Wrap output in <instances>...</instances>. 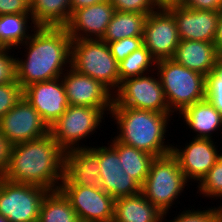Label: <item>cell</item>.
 I'll list each match as a JSON object with an SVG mask.
<instances>
[{"mask_svg":"<svg viewBox=\"0 0 222 222\" xmlns=\"http://www.w3.org/2000/svg\"><path fill=\"white\" fill-rule=\"evenodd\" d=\"M156 74L173 115L180 114L185 108L205 99V76L186 68L172 58L158 60Z\"/></svg>","mask_w":222,"mask_h":222,"instance_id":"277c9868","label":"cell"},{"mask_svg":"<svg viewBox=\"0 0 222 222\" xmlns=\"http://www.w3.org/2000/svg\"><path fill=\"white\" fill-rule=\"evenodd\" d=\"M156 9H169L182 4V0H152Z\"/></svg>","mask_w":222,"mask_h":222,"instance_id":"60d3db41","label":"cell"},{"mask_svg":"<svg viewBox=\"0 0 222 222\" xmlns=\"http://www.w3.org/2000/svg\"><path fill=\"white\" fill-rule=\"evenodd\" d=\"M38 222H80L69 200L60 190L49 191L40 208Z\"/></svg>","mask_w":222,"mask_h":222,"instance_id":"4316f807","label":"cell"},{"mask_svg":"<svg viewBox=\"0 0 222 222\" xmlns=\"http://www.w3.org/2000/svg\"><path fill=\"white\" fill-rule=\"evenodd\" d=\"M30 10L38 27H64L71 16L70 0H30Z\"/></svg>","mask_w":222,"mask_h":222,"instance_id":"cb8c5ba5","label":"cell"},{"mask_svg":"<svg viewBox=\"0 0 222 222\" xmlns=\"http://www.w3.org/2000/svg\"><path fill=\"white\" fill-rule=\"evenodd\" d=\"M115 11L109 0L86 6L74 10L64 28L71 39H102Z\"/></svg>","mask_w":222,"mask_h":222,"instance_id":"e0dca14e","label":"cell"},{"mask_svg":"<svg viewBox=\"0 0 222 222\" xmlns=\"http://www.w3.org/2000/svg\"><path fill=\"white\" fill-rule=\"evenodd\" d=\"M217 210L220 212L221 214V222H222V208H217Z\"/></svg>","mask_w":222,"mask_h":222,"instance_id":"f6af8a7d","label":"cell"},{"mask_svg":"<svg viewBox=\"0 0 222 222\" xmlns=\"http://www.w3.org/2000/svg\"><path fill=\"white\" fill-rule=\"evenodd\" d=\"M111 141L107 144H110L117 151L123 171L142 185L155 157L145 151L125 145L114 137H111Z\"/></svg>","mask_w":222,"mask_h":222,"instance_id":"d4e9b609","label":"cell"},{"mask_svg":"<svg viewBox=\"0 0 222 222\" xmlns=\"http://www.w3.org/2000/svg\"><path fill=\"white\" fill-rule=\"evenodd\" d=\"M162 215L141 192L114 202L113 222H161Z\"/></svg>","mask_w":222,"mask_h":222,"instance_id":"7402d4cb","label":"cell"},{"mask_svg":"<svg viewBox=\"0 0 222 222\" xmlns=\"http://www.w3.org/2000/svg\"><path fill=\"white\" fill-rule=\"evenodd\" d=\"M11 51L16 52L8 48L0 52V84L12 82L16 78L15 54Z\"/></svg>","mask_w":222,"mask_h":222,"instance_id":"836d02e7","label":"cell"},{"mask_svg":"<svg viewBox=\"0 0 222 222\" xmlns=\"http://www.w3.org/2000/svg\"><path fill=\"white\" fill-rule=\"evenodd\" d=\"M222 199V196L220 197V200ZM219 206V207H218ZM217 208H222V203L218 205Z\"/></svg>","mask_w":222,"mask_h":222,"instance_id":"bcb514c9","label":"cell"},{"mask_svg":"<svg viewBox=\"0 0 222 222\" xmlns=\"http://www.w3.org/2000/svg\"><path fill=\"white\" fill-rule=\"evenodd\" d=\"M23 97V88L16 78L9 83L0 84V119Z\"/></svg>","mask_w":222,"mask_h":222,"instance_id":"4dcf8cb0","label":"cell"},{"mask_svg":"<svg viewBox=\"0 0 222 222\" xmlns=\"http://www.w3.org/2000/svg\"><path fill=\"white\" fill-rule=\"evenodd\" d=\"M187 183L177 159L170 153L152 160L147 178L141 185V193L152 205L166 213L177 203L176 200L188 187Z\"/></svg>","mask_w":222,"mask_h":222,"instance_id":"5b68a950","label":"cell"},{"mask_svg":"<svg viewBox=\"0 0 222 222\" xmlns=\"http://www.w3.org/2000/svg\"><path fill=\"white\" fill-rule=\"evenodd\" d=\"M109 115L118 130V135L114 138L121 143L145 151L154 157L171 153L172 144L166 143L165 137L170 120L174 121L172 113L112 106Z\"/></svg>","mask_w":222,"mask_h":222,"instance_id":"3957f363","label":"cell"},{"mask_svg":"<svg viewBox=\"0 0 222 222\" xmlns=\"http://www.w3.org/2000/svg\"><path fill=\"white\" fill-rule=\"evenodd\" d=\"M99 169V153L92 146L67 150L64 156V179L60 185L100 187Z\"/></svg>","mask_w":222,"mask_h":222,"instance_id":"d6986e66","label":"cell"},{"mask_svg":"<svg viewBox=\"0 0 222 222\" xmlns=\"http://www.w3.org/2000/svg\"><path fill=\"white\" fill-rule=\"evenodd\" d=\"M179 42L175 18L167 9H157L147 15L143 45L157 61L172 58Z\"/></svg>","mask_w":222,"mask_h":222,"instance_id":"7c38bea8","label":"cell"},{"mask_svg":"<svg viewBox=\"0 0 222 222\" xmlns=\"http://www.w3.org/2000/svg\"><path fill=\"white\" fill-rule=\"evenodd\" d=\"M105 0H70V9L71 13L74 10L86 7V6H91L97 3H100Z\"/></svg>","mask_w":222,"mask_h":222,"instance_id":"f35d334b","label":"cell"},{"mask_svg":"<svg viewBox=\"0 0 222 222\" xmlns=\"http://www.w3.org/2000/svg\"><path fill=\"white\" fill-rule=\"evenodd\" d=\"M69 105L112 109L113 93L100 81L72 67L61 76Z\"/></svg>","mask_w":222,"mask_h":222,"instance_id":"5bb4252c","label":"cell"},{"mask_svg":"<svg viewBox=\"0 0 222 222\" xmlns=\"http://www.w3.org/2000/svg\"><path fill=\"white\" fill-rule=\"evenodd\" d=\"M0 222H10V221L0 214Z\"/></svg>","mask_w":222,"mask_h":222,"instance_id":"7bdbcfd3","label":"cell"},{"mask_svg":"<svg viewBox=\"0 0 222 222\" xmlns=\"http://www.w3.org/2000/svg\"><path fill=\"white\" fill-rule=\"evenodd\" d=\"M110 111L111 109L69 105L62 116L50 126V133L64 151L89 148L83 143L81 145V140L86 141L89 135L97 132L96 129L101 128L100 124L103 119L105 122Z\"/></svg>","mask_w":222,"mask_h":222,"instance_id":"52a82bcc","label":"cell"},{"mask_svg":"<svg viewBox=\"0 0 222 222\" xmlns=\"http://www.w3.org/2000/svg\"><path fill=\"white\" fill-rule=\"evenodd\" d=\"M220 55L214 42L180 40L172 59L206 76Z\"/></svg>","mask_w":222,"mask_h":222,"instance_id":"ffe728a7","label":"cell"},{"mask_svg":"<svg viewBox=\"0 0 222 222\" xmlns=\"http://www.w3.org/2000/svg\"><path fill=\"white\" fill-rule=\"evenodd\" d=\"M44 187L0 178V214L10 222H38Z\"/></svg>","mask_w":222,"mask_h":222,"instance_id":"ba28073f","label":"cell"},{"mask_svg":"<svg viewBox=\"0 0 222 222\" xmlns=\"http://www.w3.org/2000/svg\"><path fill=\"white\" fill-rule=\"evenodd\" d=\"M4 49H6L3 45H2V43L0 42V52L2 51V50H4Z\"/></svg>","mask_w":222,"mask_h":222,"instance_id":"ee69618b","label":"cell"},{"mask_svg":"<svg viewBox=\"0 0 222 222\" xmlns=\"http://www.w3.org/2000/svg\"><path fill=\"white\" fill-rule=\"evenodd\" d=\"M107 44L115 60L120 63L133 51L143 46V36L122 38Z\"/></svg>","mask_w":222,"mask_h":222,"instance_id":"1f68e13d","label":"cell"},{"mask_svg":"<svg viewBox=\"0 0 222 222\" xmlns=\"http://www.w3.org/2000/svg\"><path fill=\"white\" fill-rule=\"evenodd\" d=\"M153 74L154 71L121 81L118 89L113 93L112 106L171 113L160 79L158 75L155 77Z\"/></svg>","mask_w":222,"mask_h":222,"instance_id":"9c48e42d","label":"cell"},{"mask_svg":"<svg viewBox=\"0 0 222 222\" xmlns=\"http://www.w3.org/2000/svg\"><path fill=\"white\" fill-rule=\"evenodd\" d=\"M167 10L175 18L180 40L214 42L220 11L196 10L182 5Z\"/></svg>","mask_w":222,"mask_h":222,"instance_id":"ac0fdd59","label":"cell"},{"mask_svg":"<svg viewBox=\"0 0 222 222\" xmlns=\"http://www.w3.org/2000/svg\"><path fill=\"white\" fill-rule=\"evenodd\" d=\"M181 5L196 10H222V0H182Z\"/></svg>","mask_w":222,"mask_h":222,"instance_id":"8d00e7d4","label":"cell"},{"mask_svg":"<svg viewBox=\"0 0 222 222\" xmlns=\"http://www.w3.org/2000/svg\"><path fill=\"white\" fill-rule=\"evenodd\" d=\"M197 194L213 200L222 196V155L210 168L208 173L198 182Z\"/></svg>","mask_w":222,"mask_h":222,"instance_id":"f1b7e54d","label":"cell"},{"mask_svg":"<svg viewBox=\"0 0 222 222\" xmlns=\"http://www.w3.org/2000/svg\"><path fill=\"white\" fill-rule=\"evenodd\" d=\"M146 17L147 14L116 10L102 40L108 43L122 38L143 36Z\"/></svg>","mask_w":222,"mask_h":222,"instance_id":"484cf974","label":"cell"},{"mask_svg":"<svg viewBox=\"0 0 222 222\" xmlns=\"http://www.w3.org/2000/svg\"><path fill=\"white\" fill-rule=\"evenodd\" d=\"M0 131L14 145L43 137L50 133V127L23 96L0 119Z\"/></svg>","mask_w":222,"mask_h":222,"instance_id":"8fae6325","label":"cell"},{"mask_svg":"<svg viewBox=\"0 0 222 222\" xmlns=\"http://www.w3.org/2000/svg\"><path fill=\"white\" fill-rule=\"evenodd\" d=\"M205 94H222V55L205 76Z\"/></svg>","mask_w":222,"mask_h":222,"instance_id":"e575fe53","label":"cell"},{"mask_svg":"<svg viewBox=\"0 0 222 222\" xmlns=\"http://www.w3.org/2000/svg\"><path fill=\"white\" fill-rule=\"evenodd\" d=\"M23 96L49 127L69 106L61 77L32 83L23 89Z\"/></svg>","mask_w":222,"mask_h":222,"instance_id":"9a60e30c","label":"cell"},{"mask_svg":"<svg viewBox=\"0 0 222 222\" xmlns=\"http://www.w3.org/2000/svg\"><path fill=\"white\" fill-rule=\"evenodd\" d=\"M179 118L196 134L193 138L214 139L213 133L222 130V115L206 99L185 108Z\"/></svg>","mask_w":222,"mask_h":222,"instance_id":"44dd1931","label":"cell"},{"mask_svg":"<svg viewBox=\"0 0 222 222\" xmlns=\"http://www.w3.org/2000/svg\"><path fill=\"white\" fill-rule=\"evenodd\" d=\"M169 212L163 213L161 222L166 220L167 214ZM174 217V219L169 222H221V214L217 210V206L206 208L205 210L201 209H185L182 212Z\"/></svg>","mask_w":222,"mask_h":222,"instance_id":"f546056e","label":"cell"},{"mask_svg":"<svg viewBox=\"0 0 222 222\" xmlns=\"http://www.w3.org/2000/svg\"><path fill=\"white\" fill-rule=\"evenodd\" d=\"M214 44L218 50V52L222 55V10L220 11L217 32L214 40Z\"/></svg>","mask_w":222,"mask_h":222,"instance_id":"b9f144b4","label":"cell"},{"mask_svg":"<svg viewBox=\"0 0 222 222\" xmlns=\"http://www.w3.org/2000/svg\"><path fill=\"white\" fill-rule=\"evenodd\" d=\"M37 27L31 13L0 15V42L5 48L15 50L30 38Z\"/></svg>","mask_w":222,"mask_h":222,"instance_id":"603a6c76","label":"cell"},{"mask_svg":"<svg viewBox=\"0 0 222 222\" xmlns=\"http://www.w3.org/2000/svg\"><path fill=\"white\" fill-rule=\"evenodd\" d=\"M156 62L157 60L143 45L118 63L120 82L131 77H138L155 71Z\"/></svg>","mask_w":222,"mask_h":222,"instance_id":"83f0119b","label":"cell"},{"mask_svg":"<svg viewBox=\"0 0 222 222\" xmlns=\"http://www.w3.org/2000/svg\"><path fill=\"white\" fill-rule=\"evenodd\" d=\"M108 145L93 146L99 153L100 188L115 200L140 193L141 185L123 171L117 151Z\"/></svg>","mask_w":222,"mask_h":222,"instance_id":"2e32d148","label":"cell"},{"mask_svg":"<svg viewBox=\"0 0 222 222\" xmlns=\"http://www.w3.org/2000/svg\"><path fill=\"white\" fill-rule=\"evenodd\" d=\"M205 99L222 115V94H205Z\"/></svg>","mask_w":222,"mask_h":222,"instance_id":"ab89813d","label":"cell"},{"mask_svg":"<svg viewBox=\"0 0 222 222\" xmlns=\"http://www.w3.org/2000/svg\"><path fill=\"white\" fill-rule=\"evenodd\" d=\"M11 144L7 141L0 131V178H2L7 170Z\"/></svg>","mask_w":222,"mask_h":222,"instance_id":"74e56055","label":"cell"},{"mask_svg":"<svg viewBox=\"0 0 222 222\" xmlns=\"http://www.w3.org/2000/svg\"><path fill=\"white\" fill-rule=\"evenodd\" d=\"M65 151L51 133L11 146L7 170L2 178L33 184L49 191L59 190L64 179Z\"/></svg>","mask_w":222,"mask_h":222,"instance_id":"7a4b0ae2","label":"cell"},{"mask_svg":"<svg viewBox=\"0 0 222 222\" xmlns=\"http://www.w3.org/2000/svg\"><path fill=\"white\" fill-rule=\"evenodd\" d=\"M109 2L117 11L138 12L148 15L157 10L152 0H109Z\"/></svg>","mask_w":222,"mask_h":222,"instance_id":"d6a6232c","label":"cell"},{"mask_svg":"<svg viewBox=\"0 0 222 222\" xmlns=\"http://www.w3.org/2000/svg\"><path fill=\"white\" fill-rule=\"evenodd\" d=\"M71 42L64 27H37L18 47L26 49L22 55L25 58L15 55L16 80L20 86L24 89L35 82L61 77L71 67Z\"/></svg>","mask_w":222,"mask_h":222,"instance_id":"6da1fadb","label":"cell"},{"mask_svg":"<svg viewBox=\"0 0 222 222\" xmlns=\"http://www.w3.org/2000/svg\"><path fill=\"white\" fill-rule=\"evenodd\" d=\"M80 222H113L115 199L100 187L60 185Z\"/></svg>","mask_w":222,"mask_h":222,"instance_id":"30bf717a","label":"cell"},{"mask_svg":"<svg viewBox=\"0 0 222 222\" xmlns=\"http://www.w3.org/2000/svg\"><path fill=\"white\" fill-rule=\"evenodd\" d=\"M71 67L100 81L112 93L120 85L118 62L102 39H72Z\"/></svg>","mask_w":222,"mask_h":222,"instance_id":"8992f818","label":"cell"},{"mask_svg":"<svg viewBox=\"0 0 222 222\" xmlns=\"http://www.w3.org/2000/svg\"><path fill=\"white\" fill-rule=\"evenodd\" d=\"M215 139L192 138V141L180 147L173 144L171 154L177 159L181 171L190 183H198L216 163L222 153L218 151ZM175 145V146H174Z\"/></svg>","mask_w":222,"mask_h":222,"instance_id":"4fadbf2b","label":"cell"},{"mask_svg":"<svg viewBox=\"0 0 222 222\" xmlns=\"http://www.w3.org/2000/svg\"><path fill=\"white\" fill-rule=\"evenodd\" d=\"M31 13L30 0H0V15Z\"/></svg>","mask_w":222,"mask_h":222,"instance_id":"d590c367","label":"cell"}]
</instances>
